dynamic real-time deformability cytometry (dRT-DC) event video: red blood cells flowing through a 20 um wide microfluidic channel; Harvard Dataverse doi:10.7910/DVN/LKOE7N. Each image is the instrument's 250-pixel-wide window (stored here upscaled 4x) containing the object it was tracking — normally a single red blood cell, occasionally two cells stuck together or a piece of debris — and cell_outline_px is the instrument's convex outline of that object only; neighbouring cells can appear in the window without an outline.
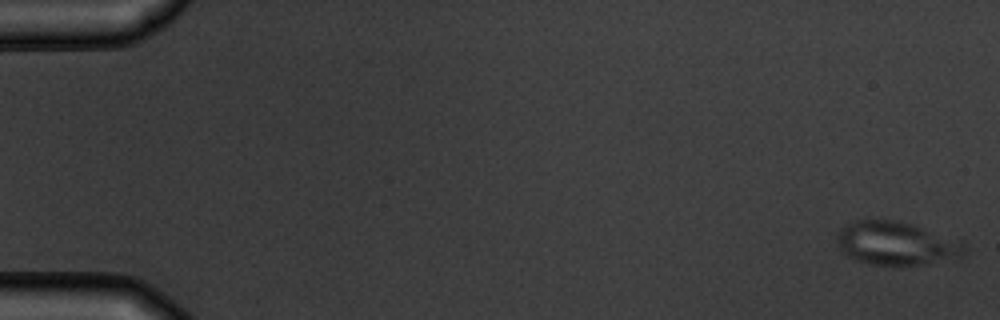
{"species": "common noctule bat (a hibernating species)", "species_latin": "Nyctalus noctula", "temperature_condition": "warm", "stored_images_in_passage": 5, "camera_frame_rate_fps": 3000, "um_per_image_px": 0.085, "animal": {"sex": "male", "body_mass_g": 19.5, "forearm_length_mm": 54.6}, "frame": {"image": 1, "passage_image": 1, "time_ms": 0.0, "image_size_px": [1000, 320], "cell_outline_px": [[968, 252], [960, 260], [920, 264], [868, 264], [856, 260], [840, 252], [836, 240], [836, 236], [840, 228], [852, 220], [896, 220], [912, 224], [960, 240], [968, 248]], "centroid_in_image_um": [76.23, 20.69], "position_along_channel_um": 8.8, "area_um2": 32.83}}